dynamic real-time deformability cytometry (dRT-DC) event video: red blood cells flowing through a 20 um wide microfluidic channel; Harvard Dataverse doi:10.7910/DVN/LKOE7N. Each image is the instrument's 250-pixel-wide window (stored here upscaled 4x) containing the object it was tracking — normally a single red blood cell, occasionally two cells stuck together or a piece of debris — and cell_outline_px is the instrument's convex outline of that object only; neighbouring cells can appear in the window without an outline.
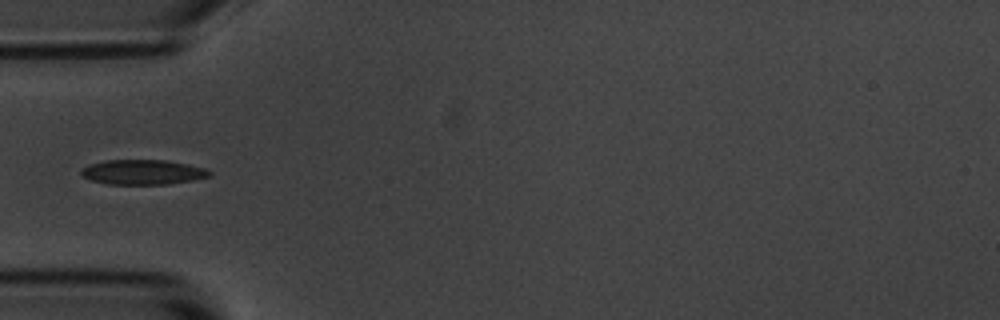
{"species": "common noctule bat (a hibernating species)", "species_latin": "Nyctalus noctula", "temperature_condition": "room temperature", "stored_images_in_passage": 38, "camera_frame_rate_fps": 3000, "um_per_image_px": 0.085, "animal": {"sex": "male", "body_mass_g": 20.1, "forearm_length_mm": 53.5}, "frame": {"image": 1, "passage_image": 1, "time_ms": 0.0, "image_size_px": [1000, 320], "cell_outline_px": [[212, 176], [192, 180], [168, 184], [108, 184], [92, 180], [84, 176], [80, 172], [88, 164], [104, 160], [168, 160], [188, 164], [204, 168], [212, 172]], "centroid_in_image_um": [12.17, 14.62], "position_along_channel_um": 72.8, "area_um2": 18.55}}
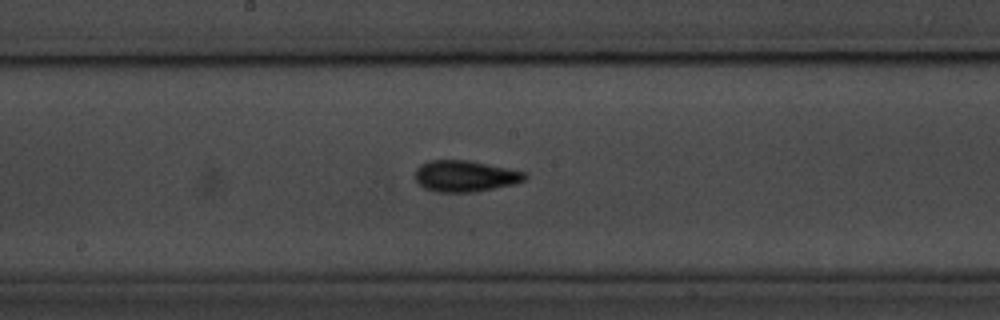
{"frame": {"image": 2, "passage_image": 12, "time_ms": 3.667, "image_size_px": [1000, 320], "cell_outline_px": [[528, 176], [524, 180], [512, 184], [476, 192], [436, 192], [424, 188], [416, 180], [416, 168], [420, 164], [428, 160], [468, 160], [524, 172]], "centroid_in_image_um": [39.49, 14.97], "position_along_channel_um": 208.7, "area_um2": 19.83}}
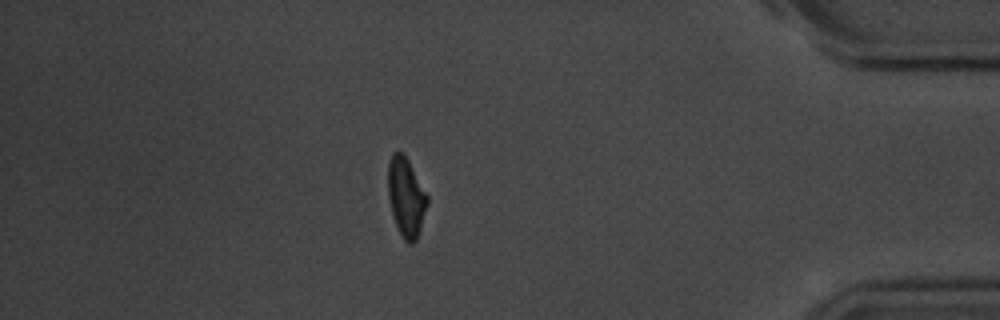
{"frame": {"image": 3, "passage_image": 31, "time_ms": 10.0, "image_size_px": [1000, 320], "cell_outline_px": [[428, 204], [416, 240], [412, 244], [408, 244], [404, 240], [396, 224], [392, 212], [388, 196], [388, 164], [392, 152], [400, 152], [408, 160], [428, 196]], "centroid_in_image_um": [34.51, 16.76], "position_along_channel_um": 400.7, "area_um2": 17.8}}